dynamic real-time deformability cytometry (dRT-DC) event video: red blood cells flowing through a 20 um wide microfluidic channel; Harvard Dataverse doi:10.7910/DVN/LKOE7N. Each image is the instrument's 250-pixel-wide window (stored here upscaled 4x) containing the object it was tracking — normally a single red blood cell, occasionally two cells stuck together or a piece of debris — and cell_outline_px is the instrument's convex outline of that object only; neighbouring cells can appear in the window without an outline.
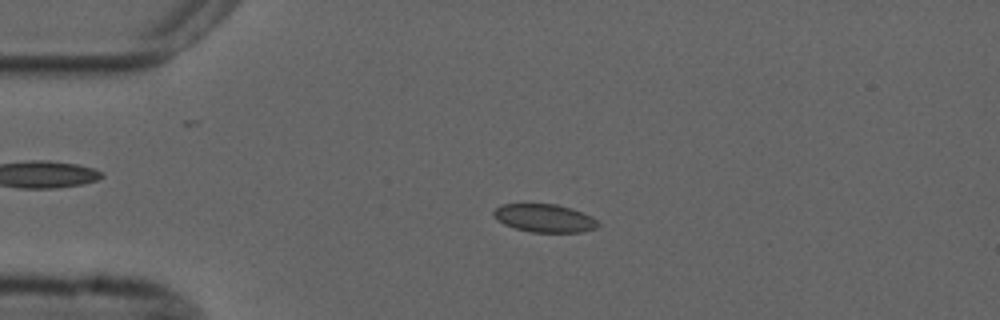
{"species": "common noctule bat (a hibernating species)", "species_latin": "Nyctalus noctula", "temperature_condition": "cold", "stored_images_in_passage": 4, "camera_frame_rate_fps": 3000, "um_per_image_px": 0.085, "animal": {"sex": "male", "forearm_length_mm": 52.5}, "frame": {"image": 1, "passage_image": 3, "time_ms": 2.333, "image_size_px": [1000, 320], "cell_outline_px": [[600, 224], [596, 228], [584, 232], [532, 232], [516, 228], [504, 224], [492, 216], [492, 212], [500, 204], [556, 204], [572, 208], [592, 216]], "centroid_in_image_um": [46.29, 18.54], "position_along_channel_um": 38.7, "area_um2": 17.17}}